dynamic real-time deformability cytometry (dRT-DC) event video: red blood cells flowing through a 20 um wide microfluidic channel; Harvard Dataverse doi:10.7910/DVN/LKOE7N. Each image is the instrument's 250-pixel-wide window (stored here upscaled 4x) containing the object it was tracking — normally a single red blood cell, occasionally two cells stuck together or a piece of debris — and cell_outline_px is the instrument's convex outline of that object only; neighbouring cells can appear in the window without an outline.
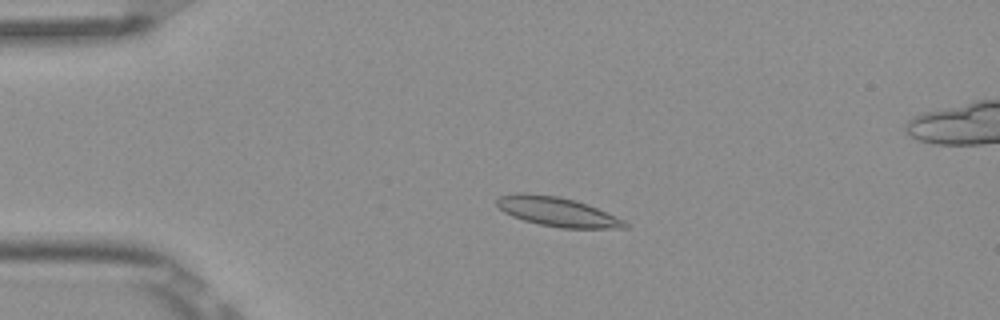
{"species": "Egyptian fruit bat (a non-hibernating species)", "species_latin": "Rousettus aegyptiacus", "temperature_condition": "room temperature", "stored_images_in_passage": 5, "camera_frame_rate_fps": 3000, "um_per_image_px": 0.085, "frame": {"image": 1, "passage_image": 3, "time_ms": 0.667, "image_size_px": [1000, 320], "cell_outline_px": [[628, 228], [560, 228], [540, 224], [524, 220], [512, 216], [504, 212], [496, 204], [496, 200], [500, 196], [520, 192], [524, 192], [560, 196], [576, 200], [588, 204], [616, 216], [624, 220], [628, 224]], "centroid_in_image_um": [47.38, 17.99], "position_along_channel_um": 37.6, "area_um2": 21.96}}
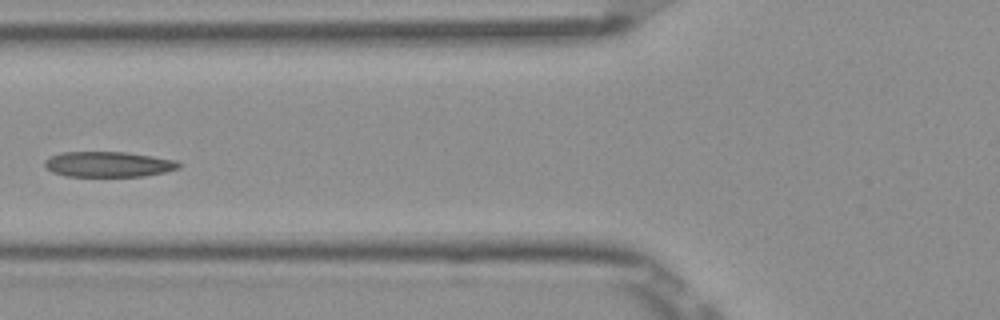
{"frame": {"image": 2, "passage_image": 5, "time_ms": 1.333, "image_size_px": [1000, 320], "cell_outline_px": [[180, 168], [164, 172], [144, 176], [68, 176], [52, 172], [44, 168], [44, 160], [48, 156], [60, 152], [124, 152], [152, 156], [176, 160], [180, 164]], "centroid_in_image_um": [9.16, 13.96], "position_along_channel_um": 116.6, "area_um2": 19.94}}